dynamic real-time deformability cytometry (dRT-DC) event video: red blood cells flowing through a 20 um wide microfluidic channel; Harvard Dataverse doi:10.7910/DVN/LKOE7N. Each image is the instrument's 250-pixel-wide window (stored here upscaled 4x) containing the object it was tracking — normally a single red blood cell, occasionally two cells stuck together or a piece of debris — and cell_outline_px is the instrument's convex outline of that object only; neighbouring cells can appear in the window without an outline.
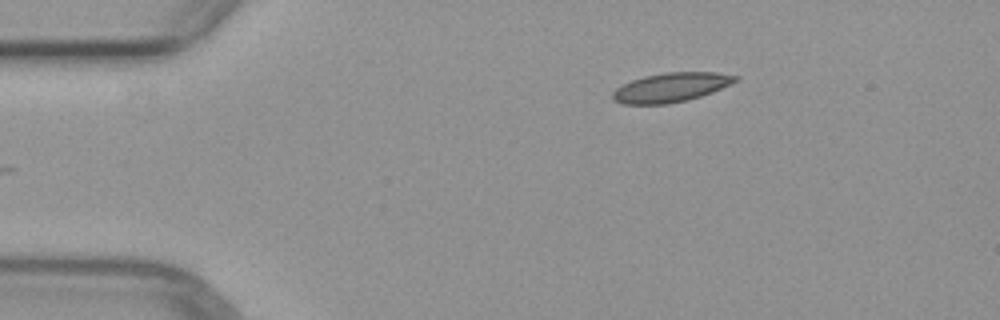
{"species": "common noctule bat (a hibernating species)", "species_latin": "Nyctalus noctula", "temperature_condition": "warm", "stored_images_in_passage": 5, "camera_frame_rate_fps": 3000, "um_per_image_px": 0.085, "animal": {"sex": "female", "body_mass_g": 29.2, "forearm_length_mm": 56.3}, "frame": {"image": 1, "passage_image": 5, "time_ms": 5.0, "image_size_px": [1000, 320], "cell_outline_px": [[740, 80], [712, 92], [688, 100], [668, 104], [620, 104], [612, 100], [612, 92], [616, 88], [632, 80], [644, 76], [664, 72], [716, 72], [740, 76]], "centroid_in_image_um": [57.04, 7.43], "position_along_channel_um": 28.0, "area_um2": 21.1}}